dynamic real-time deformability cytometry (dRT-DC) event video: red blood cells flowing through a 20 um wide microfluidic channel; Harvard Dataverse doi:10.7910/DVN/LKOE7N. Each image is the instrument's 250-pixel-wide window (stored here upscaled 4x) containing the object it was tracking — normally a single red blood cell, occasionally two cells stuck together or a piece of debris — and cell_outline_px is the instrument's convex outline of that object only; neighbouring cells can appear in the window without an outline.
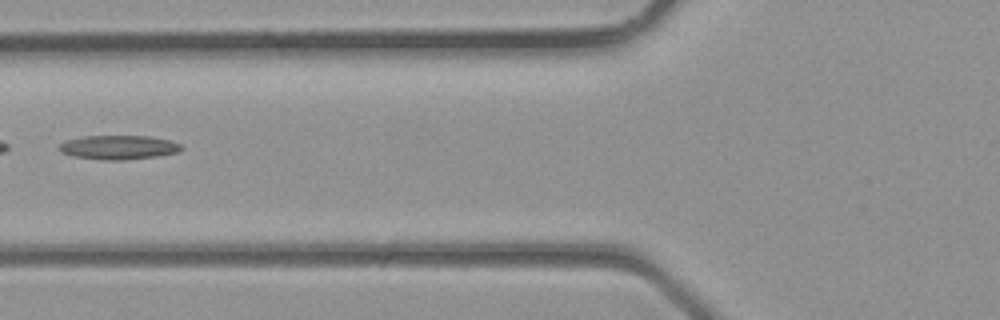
{"species": "common noctule bat (a hibernating species)", "species_latin": "Nyctalus noctula", "temperature_condition": "room temperature", "stored_images_in_passage": 25, "camera_frame_rate_fps": 3000, "um_per_image_px": 0.085, "animal": {"sex": "male", "body_mass_g": 23.1, "forearm_length_mm": 52.7}, "frame": {"image": 1, "passage_image": 4, "time_ms": 1.0, "image_size_px": [1000, 320], "cell_outline_px": [[184, 148], [180, 152], [160, 156], [124, 160], [100, 160], [72, 156], [60, 152], [56, 148], [60, 144], [68, 140], [84, 136], [148, 136], [168, 140], [180, 144]], "centroid_in_image_um": [10.08, 12.54], "position_along_channel_um": 115.7, "area_um2": 17.34}}
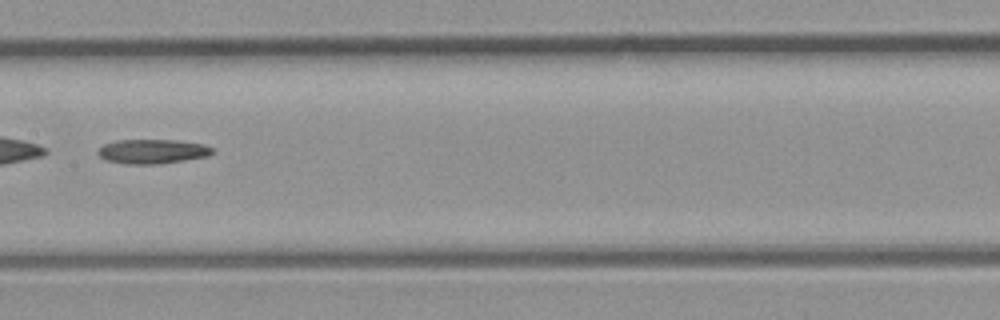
{"frame": {"image": 2, "passage_image": 8, "time_ms": 2.333, "image_size_px": [1000, 320], "cell_outline_px": [[216, 152], [208, 156], [160, 164], [128, 164], [104, 160], [96, 152], [104, 144], [116, 140], [176, 140], [204, 144], [212, 148]], "centroid_in_image_um": [12.96, 12.87], "position_along_channel_um": 194.4, "area_um2": 16.36}}